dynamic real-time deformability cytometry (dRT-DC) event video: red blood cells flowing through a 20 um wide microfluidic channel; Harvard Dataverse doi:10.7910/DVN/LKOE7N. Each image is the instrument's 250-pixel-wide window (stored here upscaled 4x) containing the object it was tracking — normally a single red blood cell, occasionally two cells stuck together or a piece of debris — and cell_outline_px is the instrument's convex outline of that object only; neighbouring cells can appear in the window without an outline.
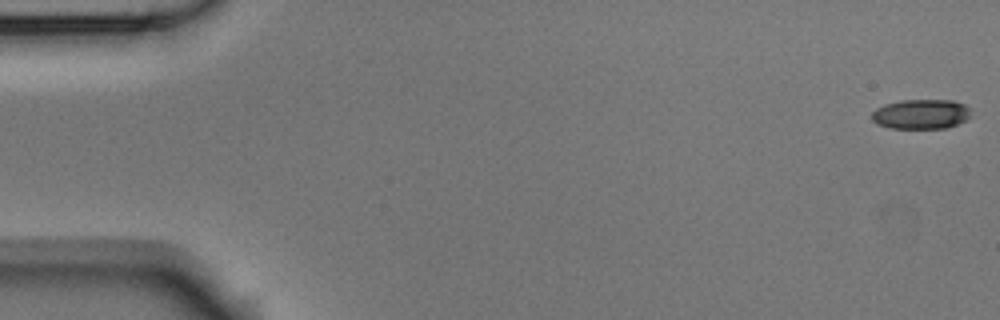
{"species": "Egyptian fruit bat (a non-hibernating species)", "species_latin": "Rousettus aegyptiacus", "temperature_condition": "room temperature", "stored_images_in_passage": 5, "camera_frame_rate_fps": 3000, "um_per_image_px": 0.085, "animal": {"sex": "male"}, "frame": {"image": 1, "passage_image": 1, "time_ms": 0.0, "image_size_px": [1000, 320], "cell_outline_px": [[972, 116], [968, 120], [944, 128], [888, 128], [876, 124], [872, 120], [872, 112], [876, 108], [884, 104], [900, 100], [952, 100], [964, 104], [968, 108]], "centroid_in_image_um": [78.27, 9.7], "position_along_channel_um": 6.7, "area_um2": 17.34}}
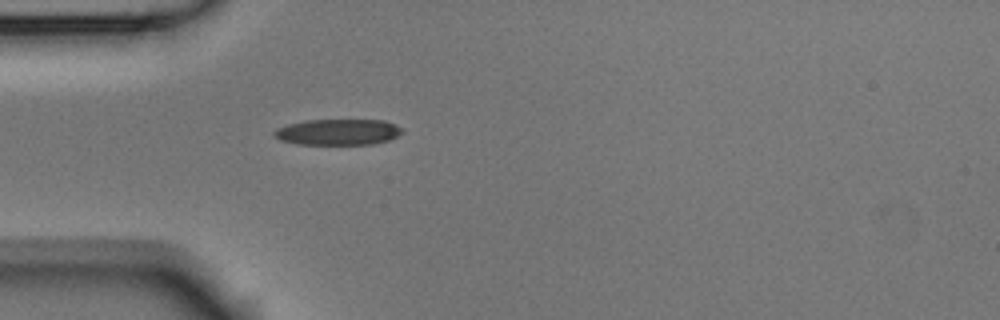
{"frame": {"image": 2, "passage_image": 5, "time_ms": 1.333, "image_size_px": [1000, 320], "cell_outline_px": [[404, 132], [388, 140], [372, 144], [296, 144], [280, 140], [272, 136], [272, 132], [276, 128], [288, 124], [304, 120], [384, 120], [396, 124], [404, 128]], "centroid_in_image_um": [28.71, 11.22], "position_along_channel_um": 56.3, "area_um2": 19.59}}